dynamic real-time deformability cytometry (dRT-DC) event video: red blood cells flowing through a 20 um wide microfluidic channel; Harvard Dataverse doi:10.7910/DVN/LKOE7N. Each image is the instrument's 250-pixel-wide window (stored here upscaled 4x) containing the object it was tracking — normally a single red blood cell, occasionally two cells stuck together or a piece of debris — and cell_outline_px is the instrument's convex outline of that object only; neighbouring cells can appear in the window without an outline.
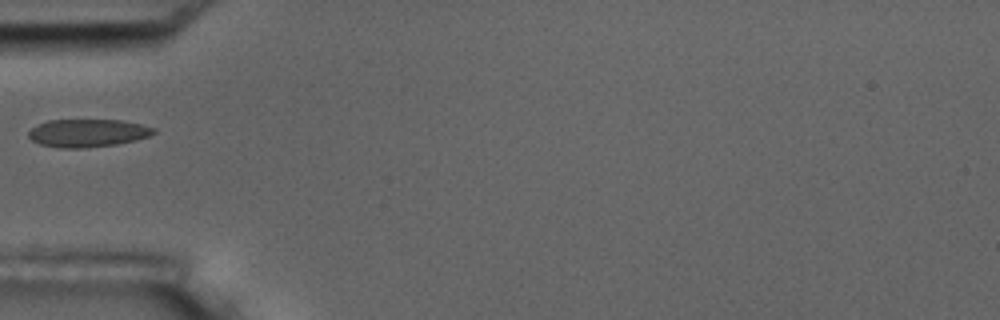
{"species": "common noctule bat (a hibernating species)", "species_latin": "Nyctalus noctula", "temperature_condition": "room temperature", "stored_images_in_passage": 1, "camera_frame_rate_fps": 3000, "um_per_image_px": 0.085, "animal": {"sex": "male", "body_mass_g": 17.5, "forearm_length_mm": 52.3}, "frame": {"image": 1, "passage_image": 1, "time_ms": 0.0, "image_size_px": [1000, 320], "cell_outline_px": [[156, 132], [148, 136], [136, 140], [116, 144], [84, 148], [60, 148], [40, 144], [32, 140], [28, 136], [28, 132], [32, 128], [48, 120], [120, 120], [140, 124], [156, 128]], "centroid_in_image_um": [7.46, 11.31], "position_along_channel_um": 77.5, "area_um2": 20.23}}